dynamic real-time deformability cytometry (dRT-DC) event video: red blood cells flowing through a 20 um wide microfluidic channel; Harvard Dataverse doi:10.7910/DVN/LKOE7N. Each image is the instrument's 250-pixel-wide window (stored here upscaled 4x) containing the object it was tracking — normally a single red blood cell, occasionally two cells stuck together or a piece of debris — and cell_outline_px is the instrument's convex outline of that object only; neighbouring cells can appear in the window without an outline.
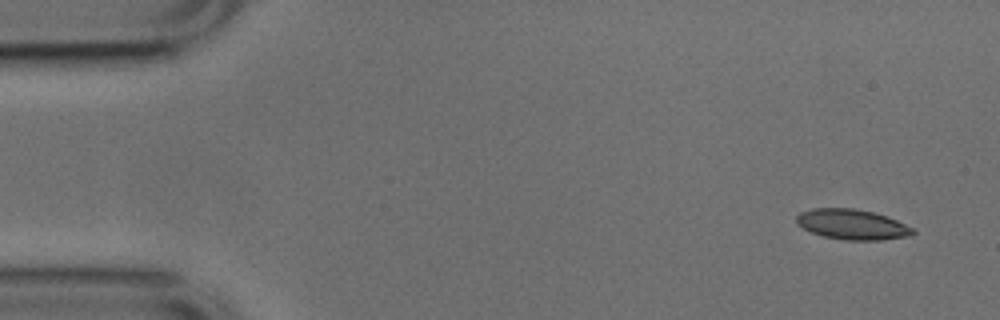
{"species": "common noctule bat (a hibernating species)", "species_latin": "Nyctalus noctula", "temperature_condition": "cold", "stored_images_in_passage": 11, "camera_frame_rate_fps": 3000, "um_per_image_px": 0.085, "animal": {"sex": "male", "body_mass_g": 17.9, "forearm_length_mm": 54.2}, "frame": {"image": 1, "passage_image": 1, "time_ms": 0.0, "image_size_px": [1000, 320], "cell_outline_px": [[916, 232], [912, 236], [884, 240], [844, 240], [824, 236], [812, 232], [796, 224], [796, 216], [800, 212], [812, 208], [852, 208], [872, 212], [888, 216], [912, 228]], "centroid_in_image_um": [72.44, 19.08], "position_along_channel_um": 12.6, "area_um2": 20.58}}